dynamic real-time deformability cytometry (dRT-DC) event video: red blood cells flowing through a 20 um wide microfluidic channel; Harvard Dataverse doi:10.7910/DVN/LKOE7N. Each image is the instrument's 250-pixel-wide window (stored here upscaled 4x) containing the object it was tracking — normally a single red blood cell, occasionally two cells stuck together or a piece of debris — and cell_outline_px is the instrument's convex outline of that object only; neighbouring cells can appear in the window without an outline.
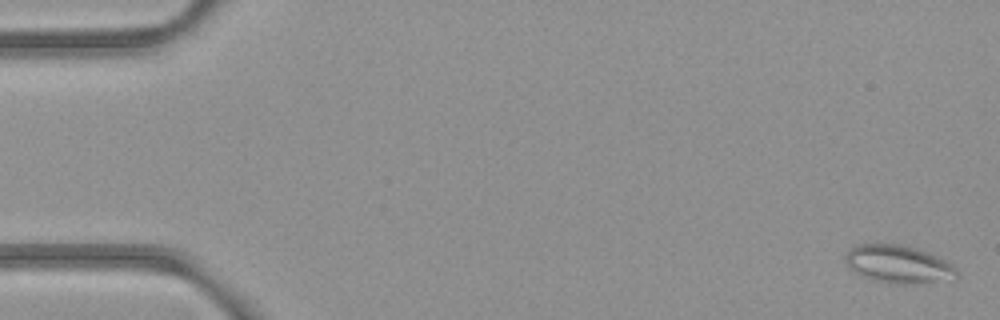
{"species": "common noctule bat (a hibernating species)", "species_latin": "Nyctalus noctula", "temperature_condition": "room temperature", "stored_images_in_passage": 2, "camera_frame_rate_fps": 3000, "um_per_image_px": 0.085, "animal": {"sex": "female", "body_mass_g": 21.9}, "frame": {"image": 1, "passage_image": 2, "time_ms": 2.0, "image_size_px": [1000, 320], "cell_outline_px": [[960, 276], [956, 280], [904, 284], [888, 284], [872, 280], [860, 276], [848, 268], [844, 260], [844, 256], [856, 244], [900, 244], [916, 248], [936, 256], [952, 264], [960, 272]], "centroid_in_image_um": [76.37, 22.49], "position_along_channel_um": 8.6, "area_um2": 25.09}}